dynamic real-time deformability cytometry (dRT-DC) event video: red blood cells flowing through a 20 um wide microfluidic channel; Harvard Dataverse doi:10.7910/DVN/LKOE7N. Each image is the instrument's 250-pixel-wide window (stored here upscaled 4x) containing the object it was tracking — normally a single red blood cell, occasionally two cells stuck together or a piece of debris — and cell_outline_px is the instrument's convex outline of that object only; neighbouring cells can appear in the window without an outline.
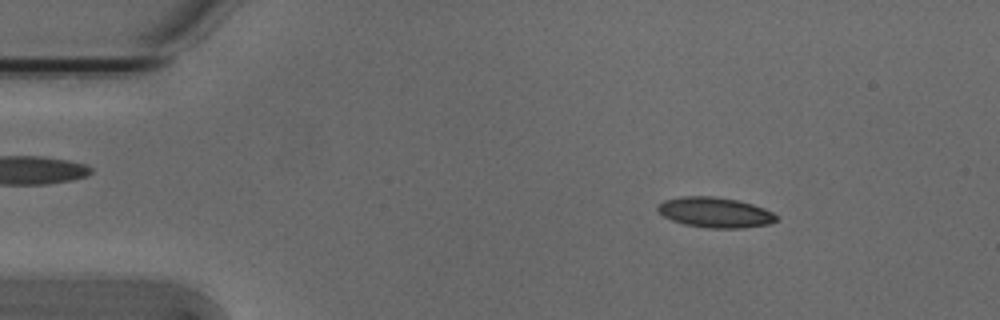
{"species": "Egyptian fruit bat (a non-hibernating species)", "species_latin": "Rousettus aegyptiacus", "temperature_condition": "cold", "stored_images_in_passage": 53, "camera_frame_rate_fps": 3000, "um_per_image_px": 0.085, "animal": {"sex": "male"}, "frame": {"image": 1, "passage_image": 7, "time_ms": 2.0, "image_size_px": [1000, 320], "cell_outline_px": [[780, 220], [768, 224], [744, 228], [708, 228], [684, 224], [672, 220], [664, 216], [656, 208], [664, 200], [680, 196], [712, 196], [736, 200], [752, 204], [764, 208], [772, 212]], "centroid_in_image_um": [60.8, 18.06], "position_along_channel_um": 24.2, "area_um2": 20.87}}
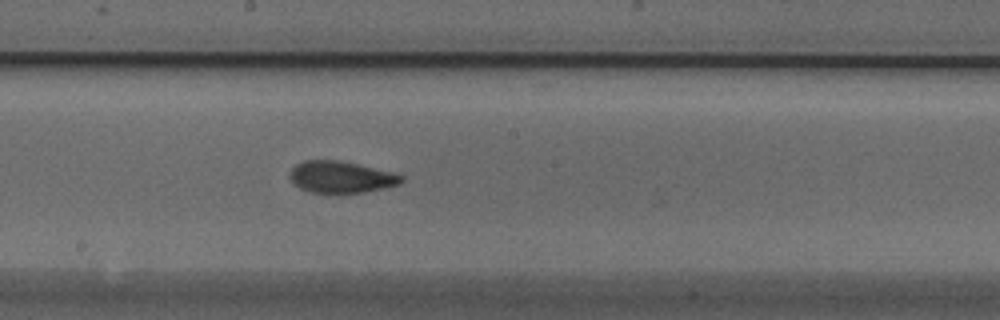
{"frame": {"image": 2, "passage_image": 28, "time_ms": 9.0, "image_size_px": [1000, 320], "cell_outline_px": [[404, 180], [400, 184], [364, 192], [308, 192], [300, 188], [288, 176], [292, 168], [296, 164], [304, 160], [340, 160], [392, 172], [404, 176]], "centroid_in_image_um": [28.98, 15.03], "position_along_channel_um": 219.2, "area_um2": 20.4}}
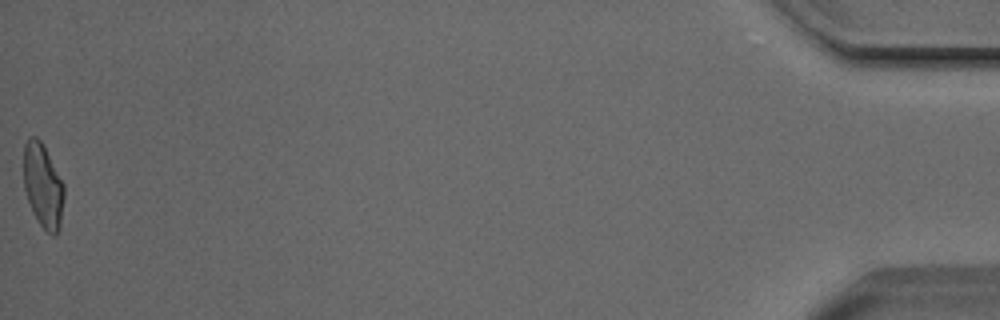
{"frame": {"image": 3, "passage_image": 53, "time_ms": 17.333, "image_size_px": [1000, 320], "cell_outline_px": [[64, 196], [60, 228], [56, 236], [52, 236], [40, 224], [32, 212], [24, 188], [24, 144], [28, 136], [36, 136], [44, 144], [64, 184]], "centroid_in_image_um": [3.66, 15.77], "position_along_channel_um": 431.5, "area_um2": 20.06}, "authors_computed_cell_mechanics": {"area_um2": 20.4612, "velocity_mm_per_s": 3.8067, "shape_relaxation_time_tau1_ms": 5.7035, "shape_relaxation_time_tau2_ms": 1.987, "deformation_change_tau1": 0.1562, "deformation_change_tau2": 0.0611}}